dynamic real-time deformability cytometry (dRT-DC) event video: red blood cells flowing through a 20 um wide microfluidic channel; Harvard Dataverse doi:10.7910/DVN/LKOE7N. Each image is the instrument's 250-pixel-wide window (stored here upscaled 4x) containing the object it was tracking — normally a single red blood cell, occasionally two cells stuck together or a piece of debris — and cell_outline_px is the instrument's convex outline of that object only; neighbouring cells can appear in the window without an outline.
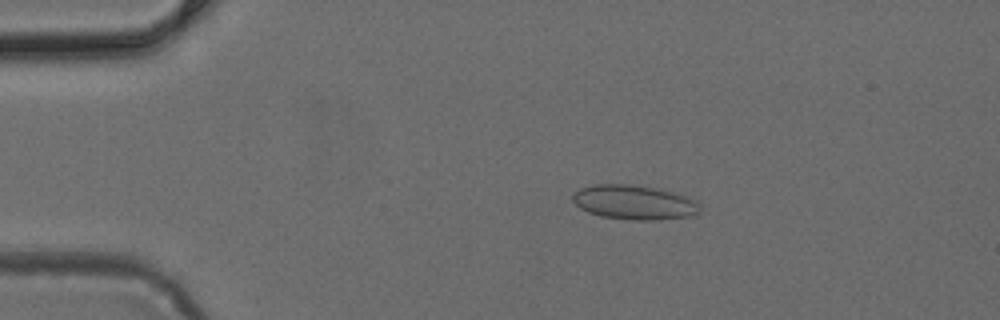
{"species": "common noctule bat (a hibernating species)", "species_latin": "Nyctalus noctula", "temperature_condition": "cold", "stored_images_in_passage": 48, "camera_frame_rate_fps": 3000, "um_per_image_px": 0.085, "animal": {"sex": "female", "body_mass_g": 24.6, "forearm_length_mm": 56.2}, "frame": {"image": 1, "passage_image": 9, "time_ms": 2.667, "image_size_px": [1000, 320], "cell_outline_px": [[700, 208], [692, 216], [660, 220], [628, 220], [600, 216], [588, 212], [580, 208], [572, 200], [572, 192], [580, 188], [596, 184], [628, 184], [664, 188], [676, 192], [696, 200], [700, 204]], "centroid_in_image_um": [53.91, 17.19], "position_along_channel_um": 31.1, "area_um2": 26.07}}
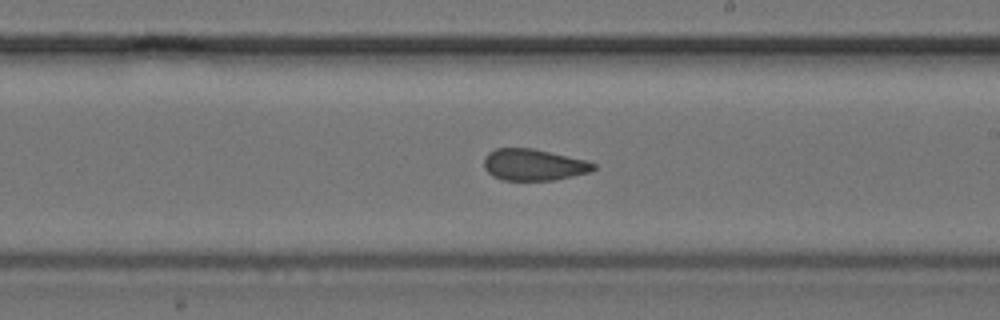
{"frame": {"image": 2, "passage_image": 28, "time_ms": 9.0, "image_size_px": [1000, 320], "cell_outline_px": [[596, 168], [588, 172], [572, 176], [552, 180], [504, 180], [492, 176], [484, 168], [484, 156], [488, 152], [496, 148], [532, 148], [588, 160], [596, 164]], "centroid_in_image_um": [45.34, 13.99], "position_along_channel_um": 243.7, "area_um2": 20.17}}
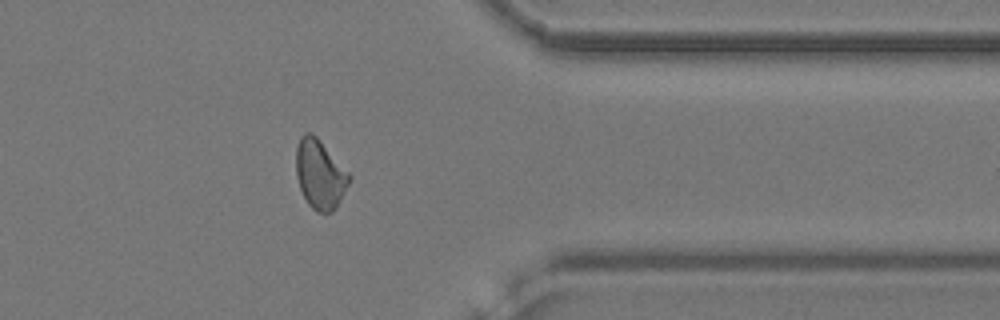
{"frame": {"image": 3, "passage_image": 39, "time_ms": 12.667, "image_size_px": [1000, 320], "cell_outline_px": [[352, 180], [332, 212], [316, 212], [308, 204], [300, 188], [296, 176], [296, 148], [300, 136], [304, 132], [312, 132], [316, 136], [352, 176]], "centroid_in_image_um": [27.19, 14.8], "position_along_channel_um": 384.2, "area_um2": 21.39}}